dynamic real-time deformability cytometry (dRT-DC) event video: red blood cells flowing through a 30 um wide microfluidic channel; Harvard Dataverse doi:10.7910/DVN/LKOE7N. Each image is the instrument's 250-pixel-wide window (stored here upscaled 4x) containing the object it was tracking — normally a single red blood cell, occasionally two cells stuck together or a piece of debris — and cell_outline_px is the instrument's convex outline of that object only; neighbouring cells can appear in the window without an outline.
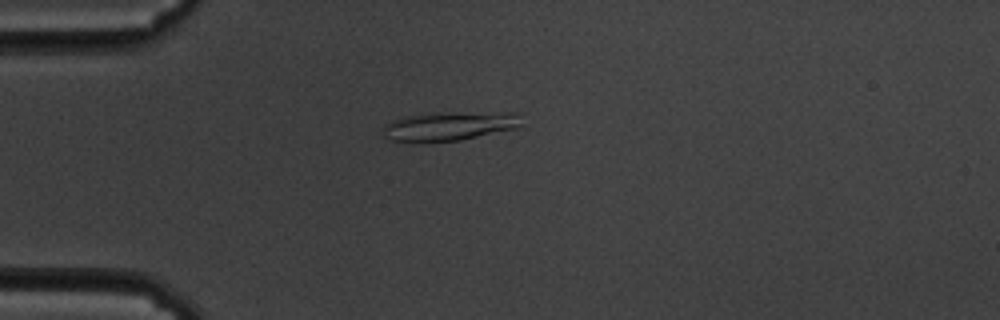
{"species": "common noctule bat (a hibernating species)", "species_latin": "Nyctalus noctula", "temperature_condition": "cold", "stored_images_in_passage": 49, "camera_frame_rate_fps": 3000, "um_per_image_px": 0.085, "animal": {"sex": "male", "body_mass_g": 19.5, "forearm_length_mm": 54.6}, "frame": {"image": 1, "passage_image": 6, "time_ms": 1.667, "image_size_px": [1000, 320], "cell_outline_px": [[524, 124], [520, 128], [460, 140], [392, 140], [384, 136], [384, 124], [408, 116], [504, 112], [516, 112]], "centroid_in_image_um": [38.36, 10.73], "position_along_channel_um": 46.6, "area_um2": 22.08}}
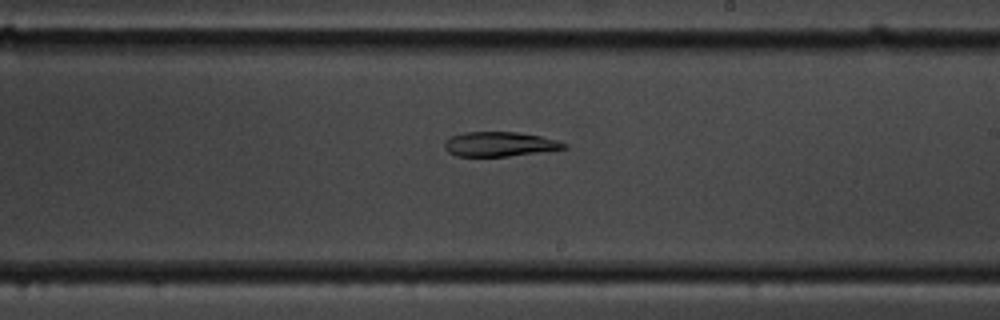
{"frame": {"image": 2, "passage_image": 25, "time_ms": 8.0, "image_size_px": [1000, 320], "cell_outline_px": [[568, 148], [508, 156], [456, 156], [448, 152], [444, 148], [444, 140], [452, 136], [464, 132], [516, 132], [540, 136], [556, 140], [568, 144]], "centroid_in_image_um": [42.44, 12.25], "position_along_channel_um": 246.6, "area_um2": 17.05}}
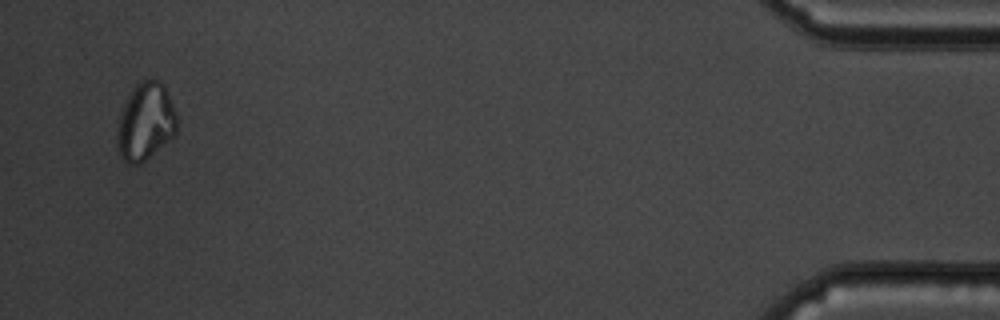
{"frame": {"image": 3, "passage_image": 47, "time_ms": 15.333, "image_size_px": [1000, 320], "cell_outline_px": [[176, 132], [172, 136], [140, 164], [128, 164], [124, 160], [116, 144], [116, 132], [120, 116], [124, 104], [128, 96], [136, 84], [140, 80], [160, 80], [164, 84], [176, 112]], "centroid_in_image_um": [12.35, 10.32], "position_along_channel_um": 422.8, "area_um2": 26.59}}